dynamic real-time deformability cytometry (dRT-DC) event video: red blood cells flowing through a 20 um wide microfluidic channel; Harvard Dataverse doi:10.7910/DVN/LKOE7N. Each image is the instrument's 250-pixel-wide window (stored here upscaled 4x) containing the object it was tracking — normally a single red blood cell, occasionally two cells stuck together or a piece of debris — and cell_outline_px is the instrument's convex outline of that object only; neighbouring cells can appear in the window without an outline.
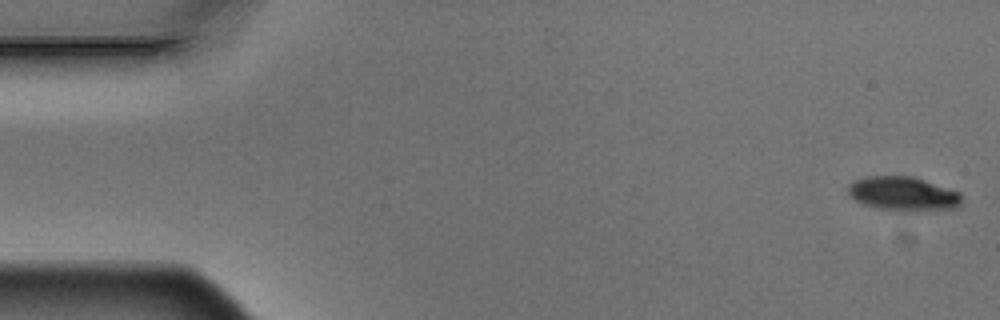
{"species": "Egyptian fruit bat (a non-hibernating species)", "species_latin": "Rousettus aegyptiacus", "temperature_condition": "warm", "stored_images_in_passage": 5, "camera_frame_rate_fps": 3000, "um_per_image_px": 0.085, "animal": {"sex": "male"}, "frame": {"image": 1, "passage_image": 1, "time_ms": 0.0, "image_size_px": [1000, 320], "cell_outline_px": [[960, 204], [956, 208], [912, 212], [880, 208], [864, 204], [856, 200], [848, 192], [848, 184], [852, 180], [864, 176], [912, 176], [960, 192]], "centroid_in_image_um": [76.75, 16.46], "position_along_channel_um": 8.2, "area_um2": 22.54}}
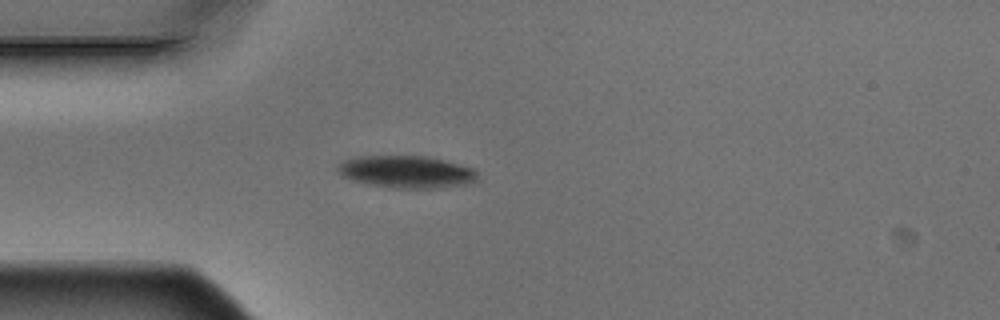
{"frame": {"image": 2, "passage_image": 5, "time_ms": 1.333, "image_size_px": [1000, 320], "cell_outline_px": [[476, 180], [468, 184], [436, 188], [396, 188], [368, 184], [352, 180], [344, 176], [336, 168], [344, 160], [356, 156], [424, 156], [444, 160], [476, 168]], "centroid_in_image_um": [34.57, 14.6], "position_along_channel_um": 50.4, "area_um2": 26.18}}